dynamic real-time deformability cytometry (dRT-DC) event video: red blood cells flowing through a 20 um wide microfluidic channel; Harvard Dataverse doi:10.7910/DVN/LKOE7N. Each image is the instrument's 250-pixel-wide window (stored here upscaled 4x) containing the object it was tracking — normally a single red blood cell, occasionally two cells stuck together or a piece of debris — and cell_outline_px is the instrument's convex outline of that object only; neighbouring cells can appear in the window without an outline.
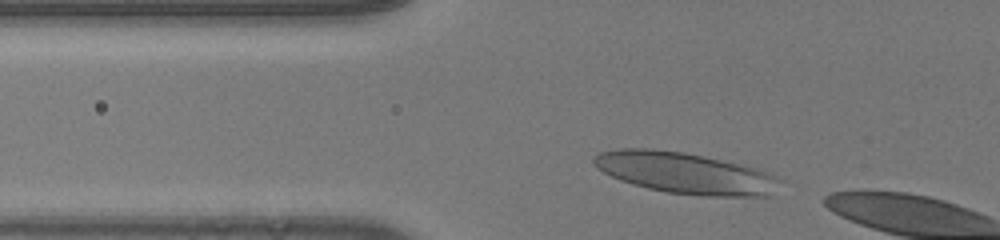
{"species": "human", "species_latin": "Homo sapiens", "temperature_condition": "room temperature", "stored_images_in_passage": 5, "camera_frame_rate_fps": 3000, "um_per_image_px": 0.085, "donor": {"sex": "male"}, "frame": {"image": 1, "passage_image": 2, "time_ms": 0.333, "image_size_px": [1000, 240], "cell_outline_px": [[784, 180], [772, 196], [700, 196], [668, 192], [648, 188], [632, 184], [620, 180], [596, 168], [592, 164], [592, 160], [600, 152], [616, 148], [652, 148], [684, 152], [704, 156], [752, 168], [776, 176]], "centroid_in_image_um": [58.22, 14.71], "position_along_channel_um": 67.6, "area_um2": 44.74}}